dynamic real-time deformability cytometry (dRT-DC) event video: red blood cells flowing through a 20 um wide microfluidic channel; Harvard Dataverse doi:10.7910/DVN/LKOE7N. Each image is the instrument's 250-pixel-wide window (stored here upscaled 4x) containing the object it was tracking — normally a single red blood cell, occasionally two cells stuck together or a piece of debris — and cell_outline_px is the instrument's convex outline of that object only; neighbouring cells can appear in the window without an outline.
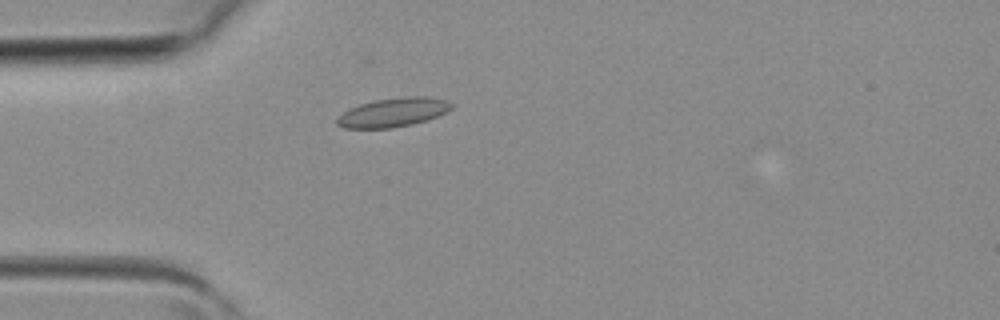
{"species": "common noctule bat (a hibernating species)", "species_latin": "Nyctalus noctula", "temperature_condition": "room temperature", "stored_images_in_passage": 2, "camera_frame_rate_fps": 3000, "um_per_image_px": 0.085, "animal": {"sex": "female", "body_mass_g": 19.3, "forearm_length_mm": 54.1}, "frame": {"image": 1, "passage_image": 2, "time_ms": 0.333, "image_size_px": [1000, 320], "cell_outline_px": [[456, 104], [448, 112], [412, 124], [388, 128], [344, 128], [336, 124], [336, 120], [348, 108], [360, 104], [376, 100], [408, 96], [428, 96], [448, 100]], "centroid_in_image_um": [33.46, 9.54], "position_along_channel_um": 51.5, "area_um2": 19.31}}